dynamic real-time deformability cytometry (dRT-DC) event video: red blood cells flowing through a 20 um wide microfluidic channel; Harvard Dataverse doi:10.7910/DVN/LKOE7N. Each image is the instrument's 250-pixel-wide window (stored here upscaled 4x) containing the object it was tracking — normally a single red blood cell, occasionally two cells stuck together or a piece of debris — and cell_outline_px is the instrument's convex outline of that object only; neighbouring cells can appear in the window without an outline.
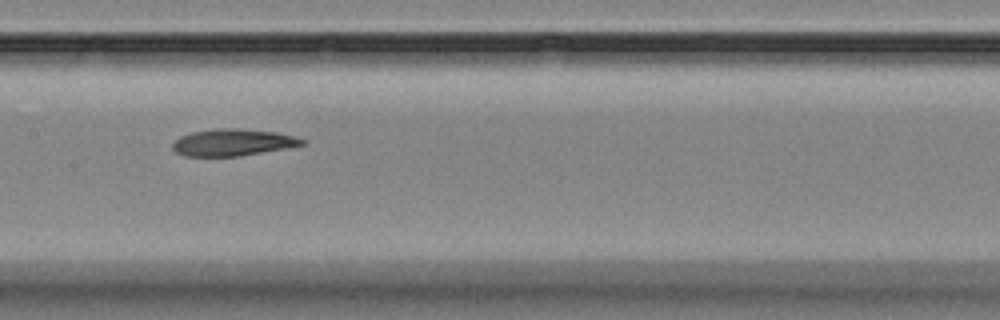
{"species": "Egyptian fruit bat (a non-hibernating species)", "species_latin": "Rousettus aegyptiacus", "temperature_condition": "room temperature", "stored_images_in_passage": 9, "camera_frame_rate_fps": 3000, "um_per_image_px": 0.085, "animal": {"sex": "female"}, "frame": {"image": 1, "passage_image": 6, "time_ms": 5.667, "image_size_px": [1000, 320], "cell_outline_px": [[304, 144], [284, 148], [240, 156], [184, 156], [176, 152], [172, 148], [172, 144], [180, 136], [192, 132], [216, 128], [240, 128], [276, 132], [292, 136], [304, 140]], "centroid_in_image_um": [19.73, 12.1], "position_along_channel_um": 187.7, "area_um2": 20.06}}
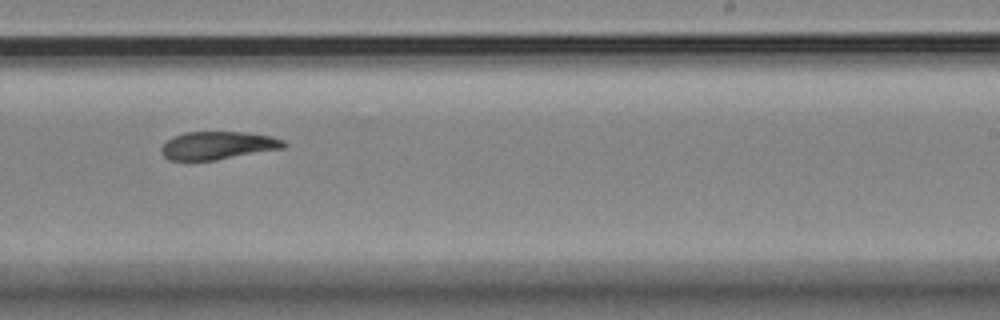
{"frame": {"image": 2, "passage_image": 8, "time_ms": 8.0, "image_size_px": [1000, 320], "cell_outline_px": [[288, 144], [284, 148], [216, 160], [168, 160], [160, 152], [160, 148], [172, 136], [184, 132], [244, 132], [272, 136], [284, 140]], "centroid_in_image_um": [18.52, 12.36], "position_along_channel_um": 270.5, "area_um2": 20.06}}
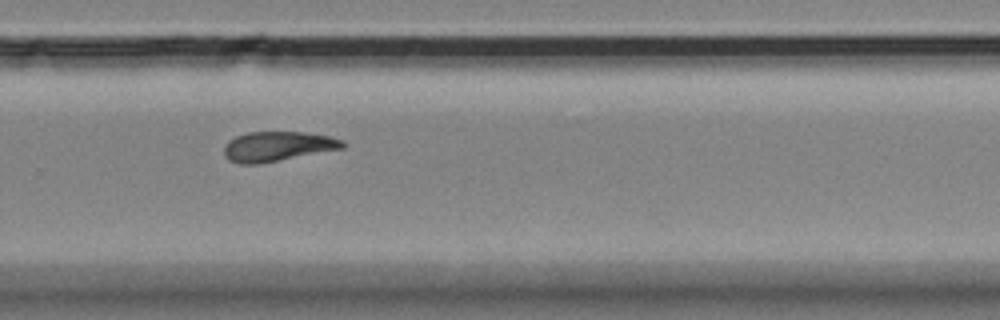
{"frame": {"image": 3, "passage_image": 9, "time_ms": 9.0, "image_size_px": [1000, 320], "cell_outline_px": [[348, 144], [344, 148], [260, 164], [240, 164], [228, 160], [224, 156], [224, 148], [228, 140], [236, 136], [248, 132], [304, 132], [328, 136], [344, 140]], "centroid_in_image_um": [23.6, 12.45], "position_along_channel_um": 306.2, "area_um2": 20.75}}